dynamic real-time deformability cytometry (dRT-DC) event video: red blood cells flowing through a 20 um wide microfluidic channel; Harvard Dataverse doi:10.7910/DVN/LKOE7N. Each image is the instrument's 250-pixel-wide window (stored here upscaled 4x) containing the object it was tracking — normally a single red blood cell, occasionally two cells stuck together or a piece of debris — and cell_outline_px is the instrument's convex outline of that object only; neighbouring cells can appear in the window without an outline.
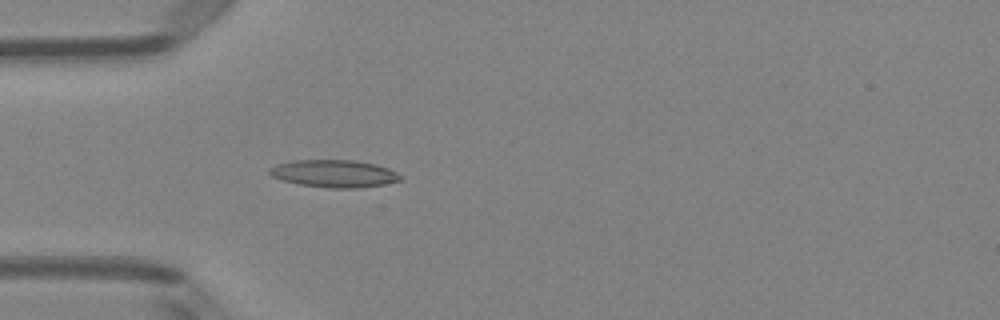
{"species": "Egyptian fruit bat (a non-hibernating species)", "species_latin": "Rousettus aegyptiacus", "temperature_condition": "room temperature", "stored_images_in_passage": 4, "camera_frame_rate_fps": 3000, "um_per_image_px": 0.085, "animal": {"sex": "female"}, "frame": {"image": 1, "passage_image": 4, "time_ms": 1.0, "image_size_px": [1000, 320], "cell_outline_px": [[404, 176], [400, 180], [384, 184], [360, 188], [328, 188], [300, 184], [284, 180], [272, 176], [268, 172], [268, 168], [276, 164], [296, 160], [356, 160], [376, 164], [388, 168]], "centroid_in_image_um": [28.42, 14.75], "position_along_channel_um": 56.6, "area_um2": 20.98}}